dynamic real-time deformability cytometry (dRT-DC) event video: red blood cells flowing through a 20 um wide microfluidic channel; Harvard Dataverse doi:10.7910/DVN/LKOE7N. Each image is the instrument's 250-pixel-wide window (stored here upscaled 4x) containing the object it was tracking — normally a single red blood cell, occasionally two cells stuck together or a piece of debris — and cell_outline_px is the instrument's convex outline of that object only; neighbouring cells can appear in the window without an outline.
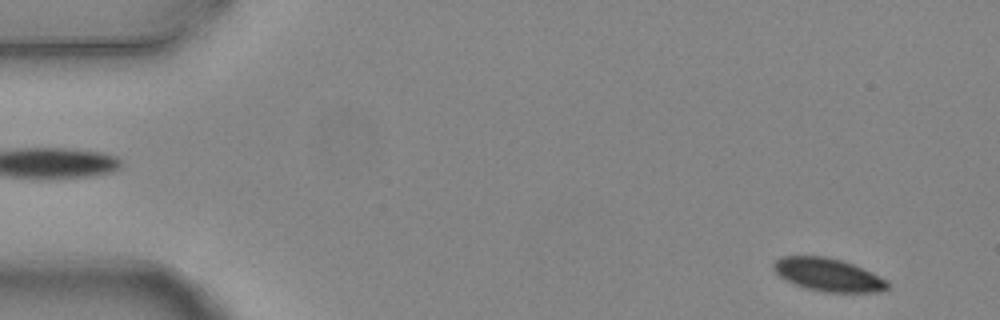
{"species": "common noctule bat (a hibernating species)", "species_latin": "Nyctalus noctula", "temperature_condition": "warm", "stored_images_in_passage": 2, "camera_frame_rate_fps": 3000, "um_per_image_px": 0.085, "animal": {"sex": "female", "body_mass_g": 24.6, "forearm_length_mm": 56.2}, "frame": {"image": 1, "passage_image": 2, "time_ms": 0.333, "image_size_px": [1000, 320], "cell_outline_px": [[888, 288], [880, 292], [824, 292], [808, 288], [784, 280], [772, 268], [772, 264], [780, 256], [824, 256], [840, 260], [852, 264], [872, 272], [888, 280]], "centroid_in_image_um": [70.39, 23.35], "position_along_channel_um": 14.6, "area_um2": 21.85}}